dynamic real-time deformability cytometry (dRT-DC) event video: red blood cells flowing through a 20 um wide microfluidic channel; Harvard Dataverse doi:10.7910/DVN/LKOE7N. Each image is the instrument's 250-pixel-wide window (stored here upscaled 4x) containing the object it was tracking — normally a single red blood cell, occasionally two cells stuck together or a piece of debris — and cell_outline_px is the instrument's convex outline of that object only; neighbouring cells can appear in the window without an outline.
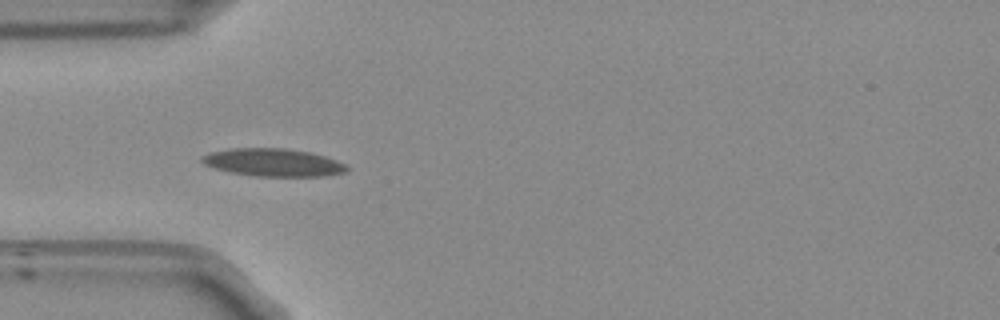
{"species": "Egyptian fruit bat (a non-hibernating species)", "species_latin": "Rousettus aegyptiacus", "temperature_condition": "room temperature", "stored_images_in_passage": 39, "camera_frame_rate_fps": 3000, "um_per_image_px": 0.085, "frame": {"image": 1, "passage_image": 1, "time_ms": 0.0, "image_size_px": [1000, 320], "cell_outline_px": [[348, 168], [344, 172], [324, 176], [256, 176], [228, 172], [204, 164], [200, 160], [200, 156], [212, 152], [232, 148], [284, 148], [308, 152], [324, 156], [336, 160], [344, 164]], "centroid_in_image_um": [23.18, 13.81], "position_along_channel_um": 61.8, "area_um2": 23.24}}
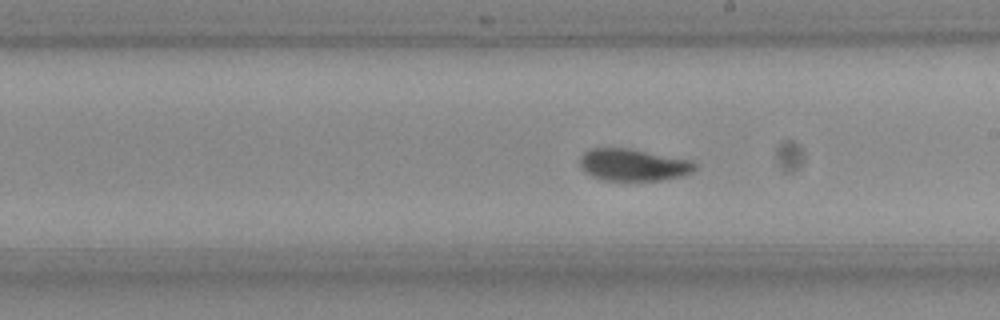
{"frame": {"image": 2, "passage_image": 15, "time_ms": 4.667, "image_size_px": [1000, 320], "cell_outline_px": [[696, 168], [692, 172], [684, 176], [660, 180], [604, 180], [592, 176], [584, 172], [580, 168], [580, 156], [584, 152], [592, 148], [628, 148], [692, 160], [696, 164]], "centroid_in_image_um": [53.82, 14.01], "position_along_channel_um": 235.2, "area_um2": 21.56}}
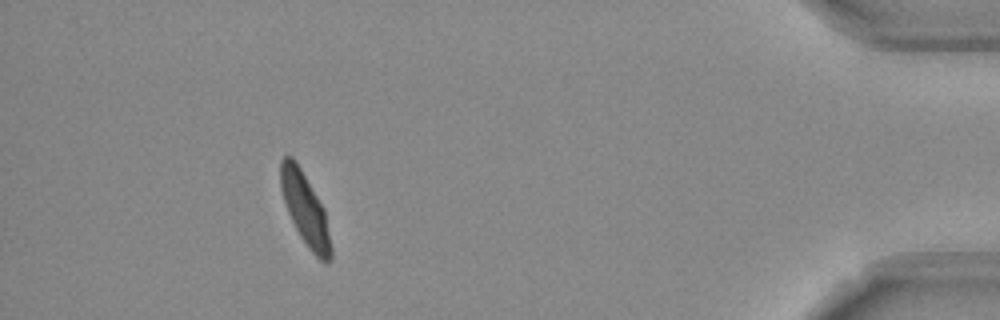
{"frame": {"image": 3, "passage_image": 34, "time_ms": 11.0, "image_size_px": [1000, 320], "cell_outline_px": [[332, 256], [328, 264], [320, 260], [308, 248], [300, 236], [288, 212], [280, 188], [280, 160], [284, 156], [292, 156], [296, 160], [324, 208], [332, 248]], "centroid_in_image_um": [25.94, 17.77], "position_along_channel_um": 409.3, "area_um2": 21.1}, "authors_computed_cell_mechanics": {"area_um2": 21.5016, "velocity_mm_per_s": 3.721, "shape_relaxation_time_tau1_ms": 9.3404, "shape_relaxation_time_tau2_ms": 1.3716, "deformation_change_tau1": 0.2485, "deformation_change_tau2": 0.0509}}